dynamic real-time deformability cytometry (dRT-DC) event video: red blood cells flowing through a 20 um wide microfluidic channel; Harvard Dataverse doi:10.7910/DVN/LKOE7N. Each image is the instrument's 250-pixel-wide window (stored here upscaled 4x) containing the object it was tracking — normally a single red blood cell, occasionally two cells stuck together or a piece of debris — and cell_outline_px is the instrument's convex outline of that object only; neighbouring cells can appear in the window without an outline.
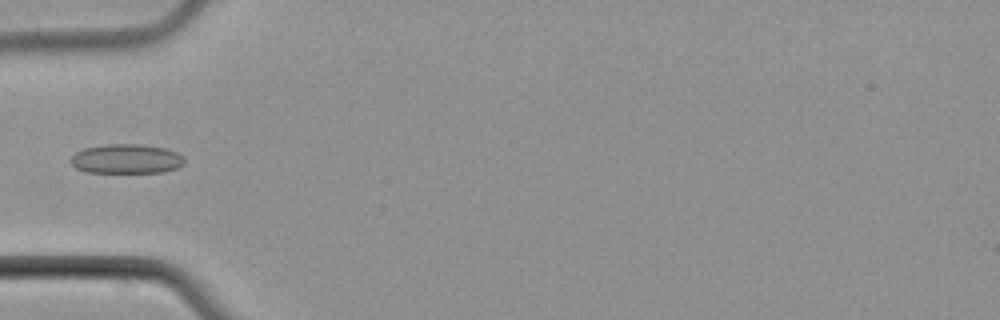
{"species": "common noctule bat (a hibernating species)", "species_latin": "Nyctalus noctula", "temperature_condition": "cold", "stored_images_in_passage": 2, "camera_frame_rate_fps": 3000, "um_per_image_px": 0.085, "animal": {"sex": "male", "body_mass_g": 21.5, "forearm_length_mm": 52.0}, "frame": {"image": 1, "passage_image": 2, "time_ms": 1.333, "image_size_px": [1000, 320], "cell_outline_px": [[184, 164], [176, 168], [164, 172], [88, 172], [76, 168], [72, 164], [72, 156], [76, 152], [84, 148], [108, 144], [140, 144], [168, 148], [184, 156]], "centroid_in_image_um": [10.79, 13.49], "position_along_channel_um": 74.2, "area_um2": 19.48}}